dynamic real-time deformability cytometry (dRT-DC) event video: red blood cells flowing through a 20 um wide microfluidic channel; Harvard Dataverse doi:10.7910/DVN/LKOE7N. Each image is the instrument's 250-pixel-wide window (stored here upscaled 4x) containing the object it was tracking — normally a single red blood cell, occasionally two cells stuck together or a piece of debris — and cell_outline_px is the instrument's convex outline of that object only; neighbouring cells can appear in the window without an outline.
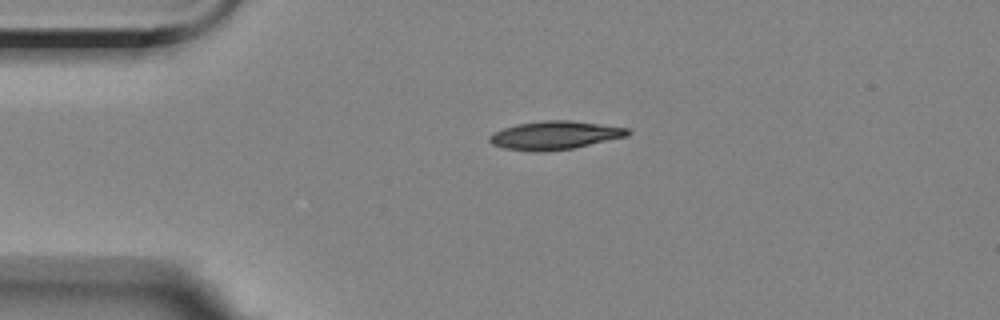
{"species": "Egyptian fruit bat (a non-hibernating species)", "species_latin": "Rousettus aegyptiacus", "temperature_condition": "room temperature", "stored_images_in_passage": 2, "camera_frame_rate_fps": 3000, "um_per_image_px": 0.085, "animal": {"sex": "female"}, "frame": {"image": 1, "passage_image": 1, "time_ms": 0.0, "image_size_px": [1000, 320], "cell_outline_px": [[632, 132], [628, 136], [572, 148], [540, 152], [536, 152], [504, 148], [492, 144], [488, 140], [488, 136], [492, 132], [504, 128], [520, 124], [544, 120], [572, 120], [628, 128]], "centroid_in_image_um": [47.15, 11.5], "position_along_channel_um": 37.8, "area_um2": 22.77}}